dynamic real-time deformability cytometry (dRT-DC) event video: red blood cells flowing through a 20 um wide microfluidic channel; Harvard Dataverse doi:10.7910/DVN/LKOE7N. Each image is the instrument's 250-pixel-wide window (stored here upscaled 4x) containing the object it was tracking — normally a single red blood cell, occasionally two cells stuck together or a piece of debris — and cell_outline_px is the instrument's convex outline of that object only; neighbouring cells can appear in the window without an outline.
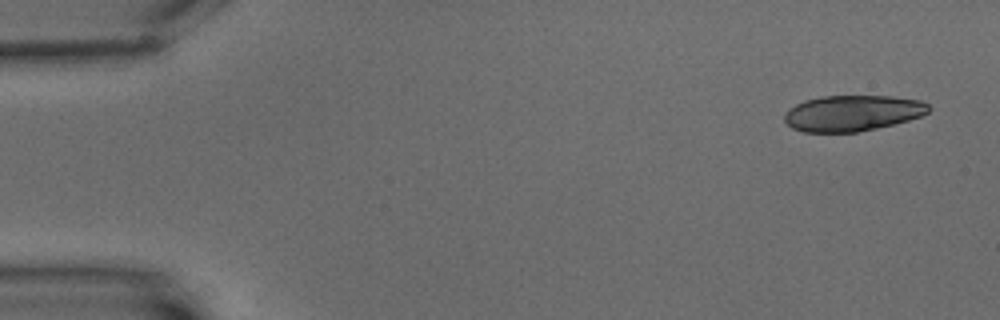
{"species": "common noctule bat (a hibernating species)", "species_latin": "Nyctalus noctula", "temperature_condition": "warm", "stored_images_in_passage": 8, "camera_frame_rate_fps": 3000, "um_per_image_px": 0.085, "animal": {"sex": "male", "body_mass_g": 15.6}, "frame": {"image": 1, "passage_image": 1, "time_ms": 0.0, "image_size_px": [1000, 320], "cell_outline_px": [[932, 108], [928, 112], [920, 116], [908, 120], [876, 128], [856, 132], [804, 132], [792, 128], [784, 120], [784, 112], [788, 108], [804, 100], [820, 96], [892, 96], [920, 100], [928, 104]], "centroid_in_image_um": [72.43, 9.61], "position_along_channel_um": 12.6, "area_um2": 30.23}}
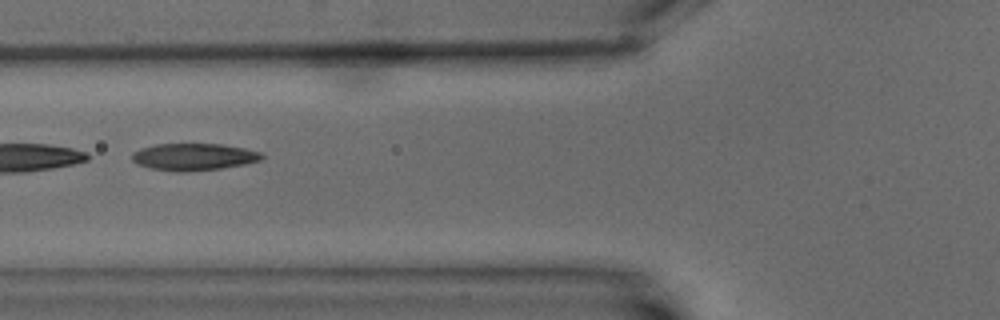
{"frame": {"image": 2, "passage_image": 7, "time_ms": 7.0, "image_size_px": [1000, 320], "cell_outline_px": [[264, 156], [260, 160], [244, 164], [220, 168], [184, 172], [180, 172], [152, 168], [136, 164], [132, 160], [132, 152], [140, 148], [156, 144], [224, 144], [244, 148], [260, 152]], "centroid_in_image_um": [16.44, 13.32], "position_along_channel_um": 109.4, "area_um2": 20.35}}
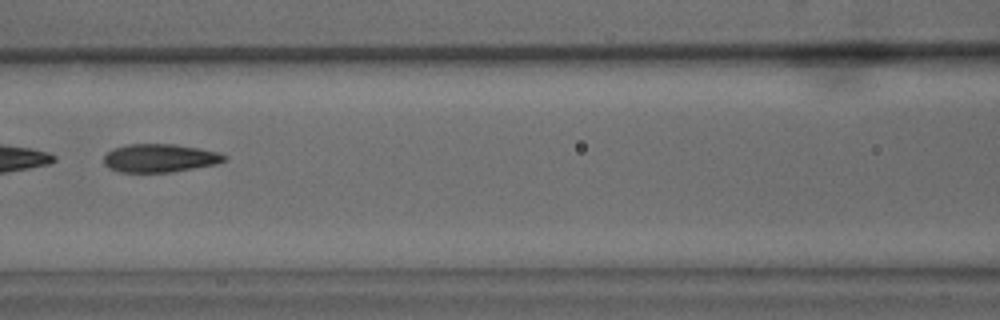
{"frame": {"image": 3, "passage_image": 8, "time_ms": 8.333, "image_size_px": [1000, 320], "cell_outline_px": [[228, 160], [216, 164], [172, 172], [120, 172], [108, 168], [104, 164], [104, 156], [112, 148], [128, 144], [172, 144], [220, 152], [228, 156]], "centroid_in_image_um": [13.59, 13.44], "position_along_channel_um": 153.0, "area_um2": 19.94}}